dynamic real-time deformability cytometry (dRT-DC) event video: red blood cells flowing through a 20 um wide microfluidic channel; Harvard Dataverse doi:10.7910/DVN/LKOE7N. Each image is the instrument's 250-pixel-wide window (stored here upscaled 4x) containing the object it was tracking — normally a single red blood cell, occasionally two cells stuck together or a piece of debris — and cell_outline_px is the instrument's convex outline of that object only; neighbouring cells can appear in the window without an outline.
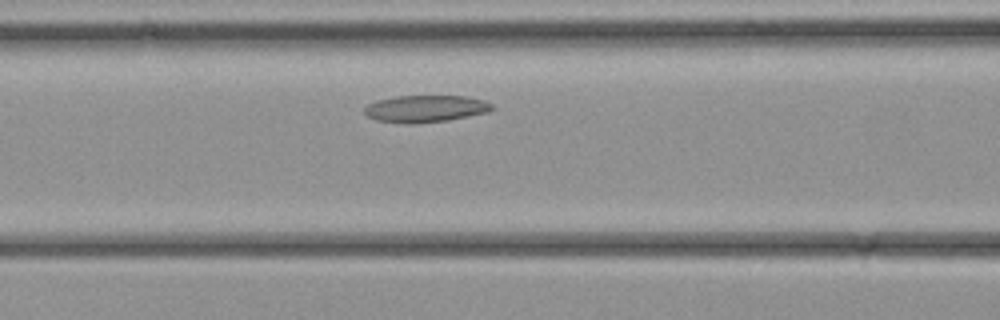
{"species": "common noctule bat (a hibernating species)", "species_latin": "Nyctalus noctula", "temperature_condition": "cold", "stored_images_in_passage": 26, "camera_frame_rate_fps": 3000, "um_per_image_px": 0.085, "animal": {"sex": "female", "body_mass_g": 21.9}, "frame": {"image": 1, "passage_image": 7, "time_ms": 2.0, "image_size_px": [1000, 320], "cell_outline_px": [[496, 108], [488, 112], [448, 120], [412, 124], [408, 124], [376, 120], [368, 116], [364, 112], [364, 108], [368, 104], [376, 100], [396, 96], [464, 96], [484, 100], [492, 104]], "centroid_in_image_um": [36.17, 9.24], "position_along_channel_um": 130.4, "area_um2": 20.11}}
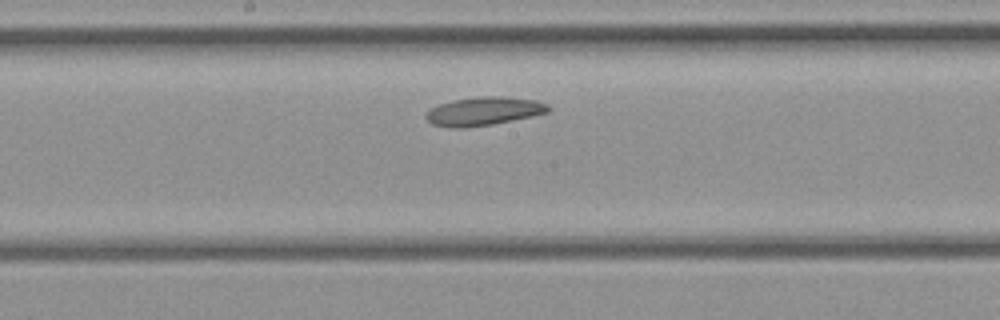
{"frame": {"image": 2, "passage_image": 11, "time_ms": 3.333, "image_size_px": [1000, 320], "cell_outline_px": [[548, 112], [532, 116], [492, 124], [464, 128], [456, 128], [432, 124], [424, 116], [432, 108], [440, 104], [452, 100], [480, 96], [504, 96], [536, 100], [548, 104]], "centroid_in_image_um": [41.12, 9.44], "position_along_channel_um": 207.1, "area_um2": 20.11}}
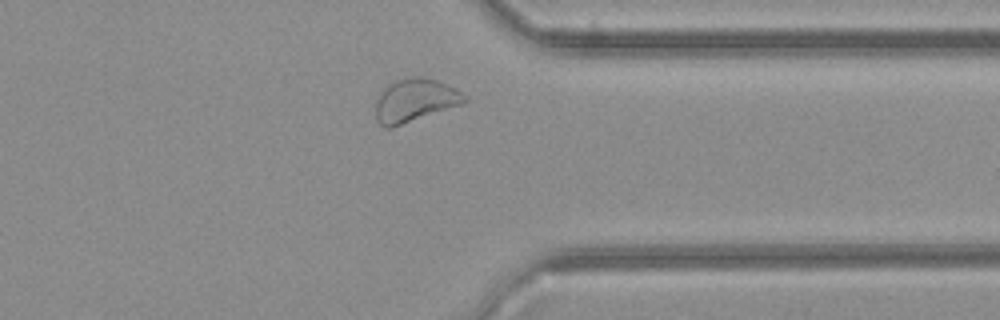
{"frame": {"image": 3, "passage_image": 20, "time_ms": 6.333, "image_size_px": [1000, 320], "cell_outline_px": [[468, 100], [464, 104], [392, 128], [384, 128], [376, 120], [376, 100], [384, 88], [388, 84], [396, 80], [416, 76], [420, 76], [436, 80], [456, 88], [468, 96]], "centroid_in_image_um": [35.3, 8.54], "position_along_channel_um": 376.1, "area_um2": 22.6}}